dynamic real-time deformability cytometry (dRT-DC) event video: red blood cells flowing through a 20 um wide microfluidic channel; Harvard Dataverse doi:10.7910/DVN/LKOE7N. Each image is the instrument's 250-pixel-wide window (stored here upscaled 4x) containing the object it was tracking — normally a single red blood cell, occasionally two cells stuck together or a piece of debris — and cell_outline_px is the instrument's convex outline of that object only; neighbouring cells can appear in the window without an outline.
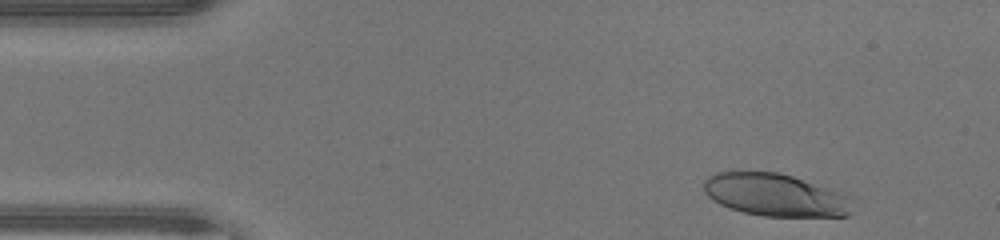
{"species": "human", "species_latin": "Homo sapiens", "temperature_condition": "warm", "stored_images_in_passage": 37, "camera_frame_rate_fps": 3000, "um_per_image_px": 0.085, "donor": {"sex": "male"}, "frame": {"image": 1, "passage_image": 2, "time_ms": 0.333, "image_size_px": [1000, 240], "cell_outline_px": [[856, 200], [848, 216], [764, 216], [744, 212], [720, 204], [708, 196], [704, 192], [704, 180], [708, 176], [716, 172], [780, 172], [848, 192]], "centroid_in_image_um": [66.03, 16.56], "position_along_channel_um": 19.0, "area_um2": 37.57}}
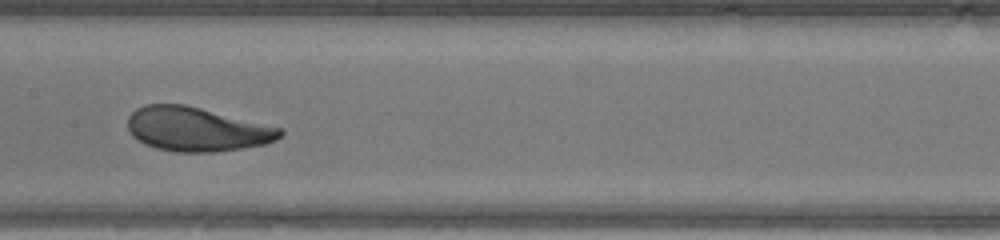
{"frame": {"image": 2, "passage_image": 20, "time_ms": 6.333, "image_size_px": [1000, 240], "cell_outline_px": [[284, 132], [276, 140], [264, 144], [244, 148], [216, 152], [176, 152], [156, 148], [144, 144], [132, 136], [128, 128], [128, 116], [136, 108], [144, 104], [184, 104], [284, 128]], "centroid_in_image_um": [16.72, 10.98], "position_along_channel_um": 190.7, "area_um2": 39.36}}
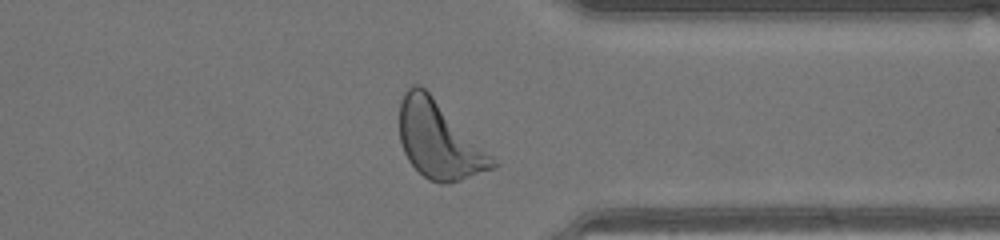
{"frame": {"image": 3, "passage_image": 33, "time_ms": 10.667, "image_size_px": [1000, 240], "cell_outline_px": [[500, 164], [496, 168], [448, 184], [440, 184], [428, 180], [408, 160], [404, 152], [400, 140], [400, 100], [404, 92], [412, 84], [420, 84]], "centroid_in_image_um": [37.3, 11.94], "position_along_channel_um": 374.1, "area_um2": 41.15}, "authors_computed_cell_mechanics": {"area_um2": 39.1306, "velocity_mm_per_s": 4.3666, "shape_relaxation_time_tau1_ms": 2.4371, "shape_relaxation_time_tau2_ms": 0.7243, "deformation_change_tau1": 0.1588, "deformation_change_tau2": 0.0815}}